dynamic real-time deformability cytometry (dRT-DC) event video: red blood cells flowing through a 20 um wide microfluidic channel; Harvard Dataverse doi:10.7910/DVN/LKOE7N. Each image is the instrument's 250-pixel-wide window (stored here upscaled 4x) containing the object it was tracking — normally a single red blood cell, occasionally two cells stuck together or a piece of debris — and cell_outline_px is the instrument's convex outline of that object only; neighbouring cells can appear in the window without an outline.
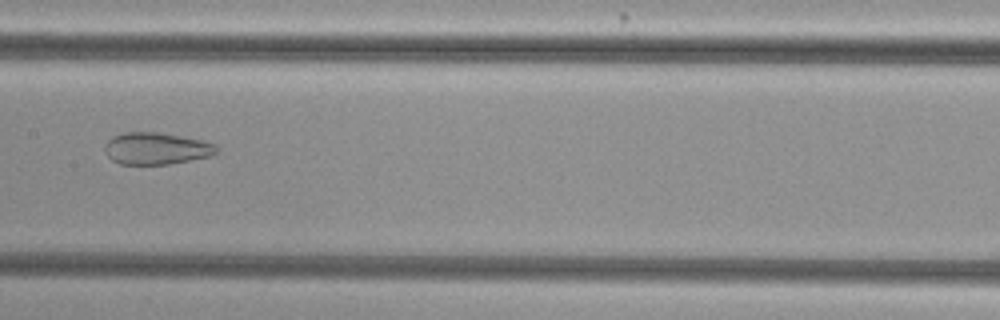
{"species": "common noctule bat (a hibernating species)", "species_latin": "Nyctalus noctula", "temperature_condition": "cold", "stored_images_in_passage": 35, "camera_frame_rate_fps": 3000, "um_per_image_px": 0.085, "animal": {"sex": "female", "body_mass_g": 29.2, "forearm_length_mm": 56.3}, "frame": {"image": 1, "passage_image": 17, "time_ms": 5.333, "image_size_px": [1000, 320], "cell_outline_px": [[216, 152], [212, 156], [168, 164], [120, 164], [112, 160], [104, 152], [104, 148], [108, 140], [112, 136], [124, 132], [160, 132], [200, 140], [216, 144]], "centroid_in_image_um": [13.25, 12.62], "position_along_channel_um": 194.1, "area_um2": 20.75}}
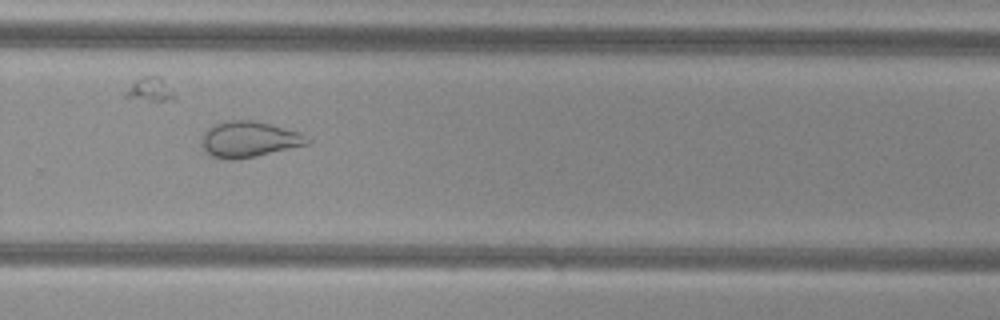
{"frame": {"image": 2, "passage_image": 26, "time_ms": 8.333, "image_size_px": [1000, 320], "cell_outline_px": [[312, 140], [308, 144], [256, 156], [236, 160], [228, 160], [212, 156], [200, 144], [200, 136], [208, 128], [216, 124], [232, 120], [256, 120], [272, 124], [300, 132]], "centroid_in_image_um": [21.17, 11.84], "position_along_channel_um": 308.6, "area_um2": 22.2}}
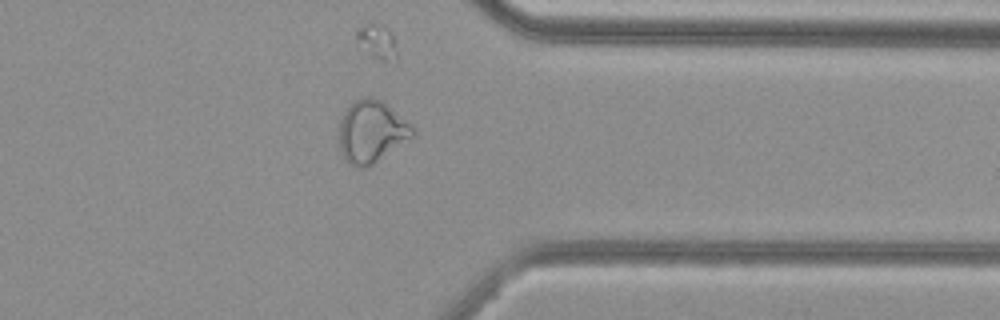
{"frame": {"image": 3, "passage_image": 32, "time_ms": 10.333, "image_size_px": [1000, 320], "cell_outline_px": [[416, 136], [372, 164], [364, 168], [360, 168], [348, 164], [344, 160], [340, 152], [340, 120], [344, 112], [356, 100], [364, 96], [372, 96], [384, 100], [416, 128]], "centroid_in_image_um": [31.62, 11.18], "position_along_channel_um": 379.8, "area_um2": 27.11}, "authors_computed_cell_mechanics": {"area_um2": 24.9696, "velocity_mm_per_s": 3.8261, "shape_relaxation_time_tau1_ms": null, "shape_relaxation_time_tau2_ms": 1.6703, "deformation_change_tau1": null, "deformation_change_tau2": 0.0875}}